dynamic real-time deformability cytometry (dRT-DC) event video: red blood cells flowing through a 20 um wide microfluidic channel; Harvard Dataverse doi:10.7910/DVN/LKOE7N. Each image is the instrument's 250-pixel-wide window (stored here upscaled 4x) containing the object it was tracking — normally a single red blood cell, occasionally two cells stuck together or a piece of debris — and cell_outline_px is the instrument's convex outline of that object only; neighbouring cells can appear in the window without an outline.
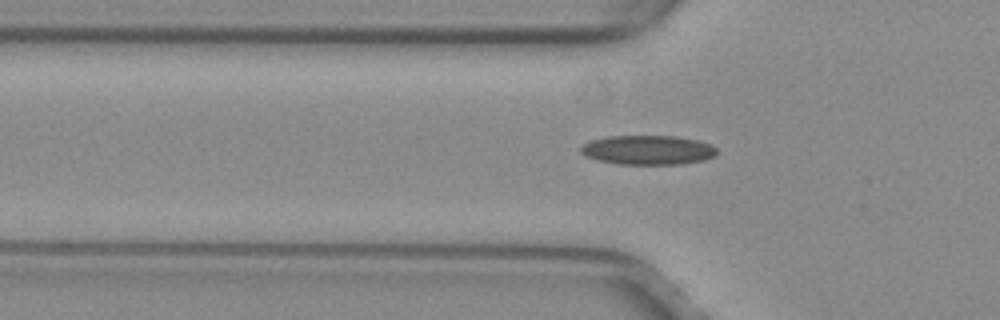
{"species": "common noctule bat (a hibernating species)", "species_latin": "Nyctalus noctula", "temperature_condition": "warm", "stored_images_in_passage": 41, "camera_frame_rate_fps": 3000, "um_per_image_px": 0.085, "animal": {"sex": "female", "body_mass_g": 29.2, "forearm_length_mm": 56.3}, "frame": {"image": 1, "passage_image": 11, "time_ms": 3.333, "image_size_px": [1000, 320], "cell_outline_px": [[716, 156], [704, 160], [680, 164], [620, 164], [596, 160], [584, 156], [580, 152], [580, 148], [584, 144], [592, 140], [608, 136], [672, 136], [696, 140], [708, 144], [716, 148]], "centroid_in_image_um": [55.04, 12.76], "position_along_channel_um": 70.8, "area_um2": 23.18}}
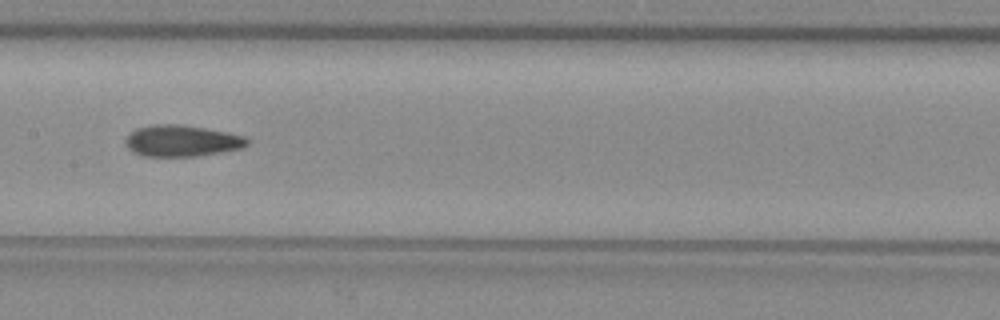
{"frame": {"image": 2, "passage_image": 20, "time_ms": 6.333, "image_size_px": [1000, 320], "cell_outline_px": [[248, 144], [244, 148], [196, 156], [144, 156], [132, 152], [124, 144], [124, 140], [136, 128], [152, 124], [176, 124], [204, 128], [244, 136], [248, 140]], "centroid_in_image_um": [15.41, 11.97], "position_along_channel_um": 192.0, "area_um2": 22.14}}
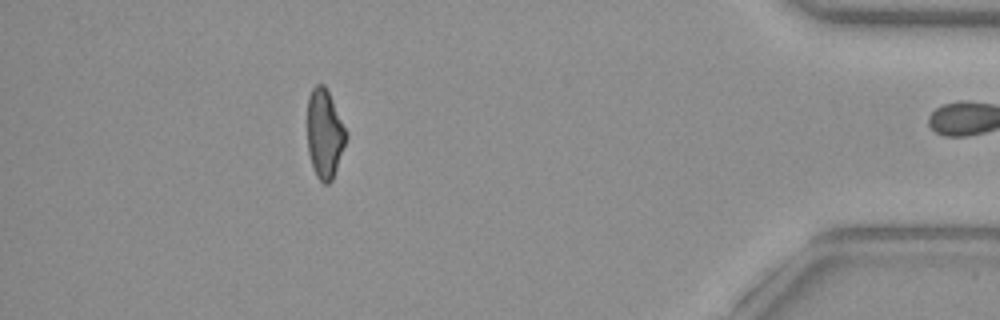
{"frame": {"image": 3, "passage_image": 40, "time_ms": 13.0, "image_size_px": [1000, 320], "cell_outline_px": [[348, 136], [332, 180], [328, 184], [324, 184], [316, 176], [308, 152], [308, 96], [312, 88], [316, 84], [324, 84], [348, 132]], "centroid_in_image_um": [27.6, 11.37], "position_along_channel_um": 407.6, "area_um2": 20.0}, "authors_computed_cell_mechanics": {"area_um2": 21.6172, "velocity_mm_per_s": 4.0196, "shape_relaxation_time_tau1_ms": null, "shape_relaxation_time_tau2_ms": 4.2795, "deformation_change_tau1": null, "deformation_change_tau2": 0.1261}}